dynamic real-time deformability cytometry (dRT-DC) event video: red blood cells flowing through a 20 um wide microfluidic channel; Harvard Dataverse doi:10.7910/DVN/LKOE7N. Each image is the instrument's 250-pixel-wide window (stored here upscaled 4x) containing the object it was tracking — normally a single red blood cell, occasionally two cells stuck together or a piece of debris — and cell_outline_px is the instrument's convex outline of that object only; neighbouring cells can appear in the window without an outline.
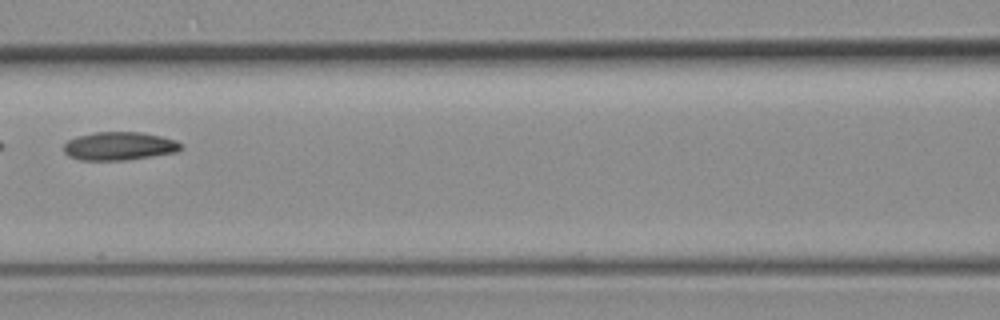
{"species": "common noctule bat (a hibernating species)", "species_latin": "Nyctalus noctula", "temperature_condition": "room temperature", "stored_images_in_passage": 4, "camera_frame_rate_fps": 3000, "um_per_image_px": 0.085, "animal": {"sex": "female", "body_mass_g": 19.3, "forearm_length_mm": 54.1}, "frame": {"image": 1, "passage_image": 3, "time_ms": 2.333, "image_size_px": [1000, 320], "cell_outline_px": [[184, 148], [176, 152], [152, 156], [124, 160], [80, 160], [68, 156], [64, 152], [64, 144], [68, 140], [76, 136], [96, 132], [140, 132], [160, 136], [176, 140], [184, 144]], "centroid_in_image_um": [10.15, 12.41], "position_along_channel_um": 156.5, "area_um2": 19.42}}
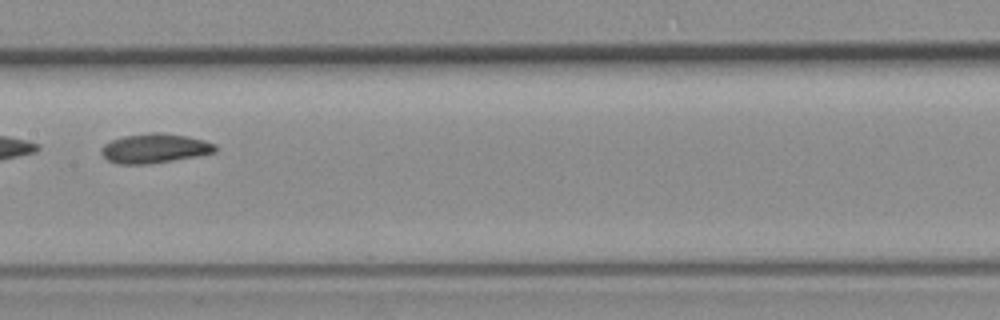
{"frame": {"image": 2, "passage_image": 4, "time_ms": 3.333, "image_size_px": [1000, 320], "cell_outline_px": [[216, 152], [196, 156], [148, 164], [116, 164], [108, 160], [100, 152], [100, 148], [104, 144], [112, 140], [124, 136], [152, 132], [160, 132], [188, 136], [204, 140], [216, 144]], "centroid_in_image_um": [13.13, 12.6], "position_along_channel_um": 194.3, "area_um2": 19.54}}